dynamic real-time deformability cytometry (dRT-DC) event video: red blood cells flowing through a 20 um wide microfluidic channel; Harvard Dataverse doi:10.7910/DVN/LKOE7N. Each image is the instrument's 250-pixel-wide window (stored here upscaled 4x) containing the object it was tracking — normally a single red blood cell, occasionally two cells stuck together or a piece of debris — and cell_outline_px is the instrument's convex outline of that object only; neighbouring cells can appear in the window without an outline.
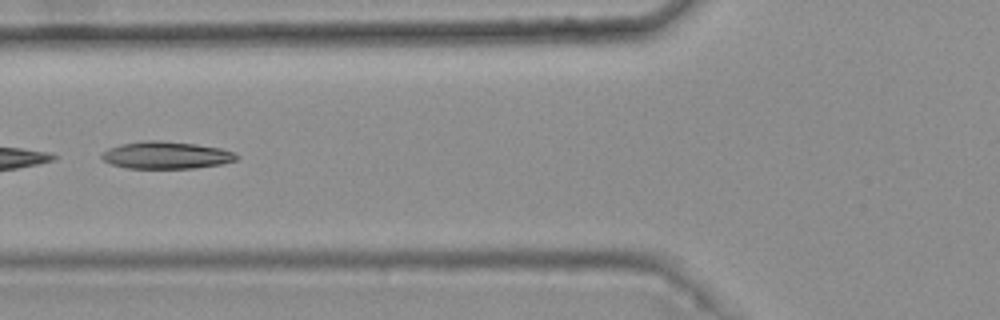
{"species": "common noctule bat (a hibernating species)", "species_latin": "Nyctalus noctula", "temperature_condition": "warm", "stored_images_in_passage": 9, "camera_frame_rate_fps": 3000, "um_per_image_px": 0.085, "animal": {"sex": "female", "body_mass_g": 25.1}, "frame": {"image": 1, "passage_image": 6, "time_ms": 1.667, "image_size_px": [1000, 320], "cell_outline_px": [[240, 156], [236, 160], [220, 164], [196, 168], [128, 168], [112, 164], [104, 160], [100, 156], [108, 148], [120, 144], [144, 140], [160, 140], [196, 144], [220, 148], [236, 152]], "centroid_in_image_um": [14.15, 13.18], "position_along_channel_um": 111.6, "area_um2": 21.44}}
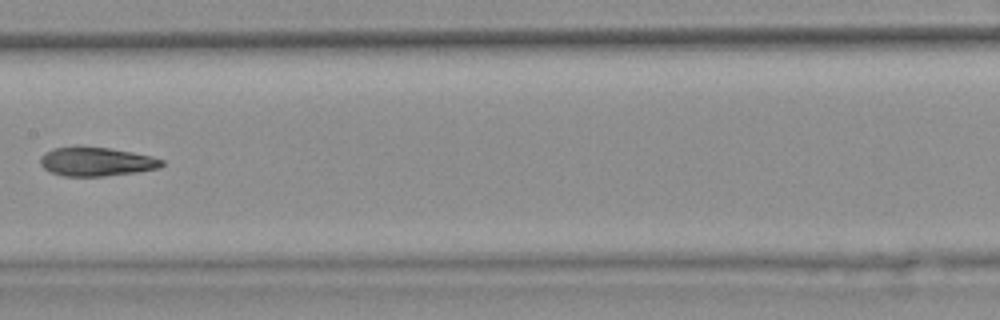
{"frame": {"image": 2, "passage_image": 8, "time_ms": 2.333, "image_size_px": [1000, 320], "cell_outline_px": [[164, 164], [160, 168], [136, 172], [104, 176], [64, 176], [52, 172], [44, 168], [40, 164], [40, 156], [44, 152], [52, 148], [108, 148], [132, 152], [152, 156], [164, 160]], "centroid_in_image_um": [8.21, 13.76], "position_along_channel_um": 199.2, "area_um2": 20.11}}
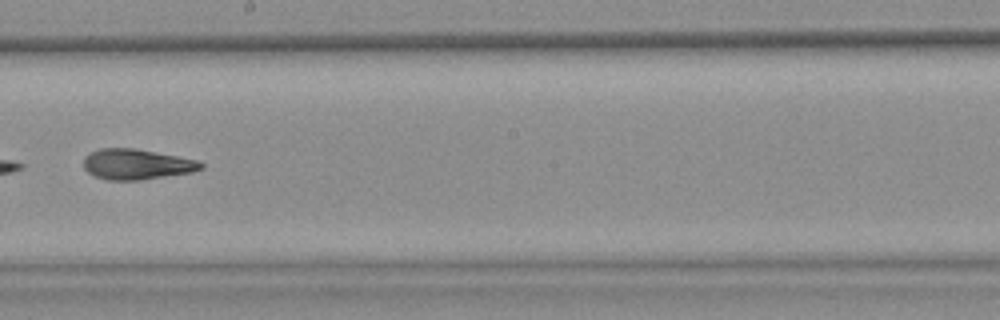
{"frame": {"image": 3, "passage_image": 9, "time_ms": 2.667, "image_size_px": [1000, 320], "cell_outline_px": [[204, 168], [192, 172], [140, 180], [108, 180], [96, 176], [88, 172], [84, 168], [84, 156], [100, 148], [132, 148], [176, 156], [196, 160], [204, 164]], "centroid_in_image_um": [11.6, 13.97], "position_along_channel_um": 236.6, "area_um2": 20.58}}